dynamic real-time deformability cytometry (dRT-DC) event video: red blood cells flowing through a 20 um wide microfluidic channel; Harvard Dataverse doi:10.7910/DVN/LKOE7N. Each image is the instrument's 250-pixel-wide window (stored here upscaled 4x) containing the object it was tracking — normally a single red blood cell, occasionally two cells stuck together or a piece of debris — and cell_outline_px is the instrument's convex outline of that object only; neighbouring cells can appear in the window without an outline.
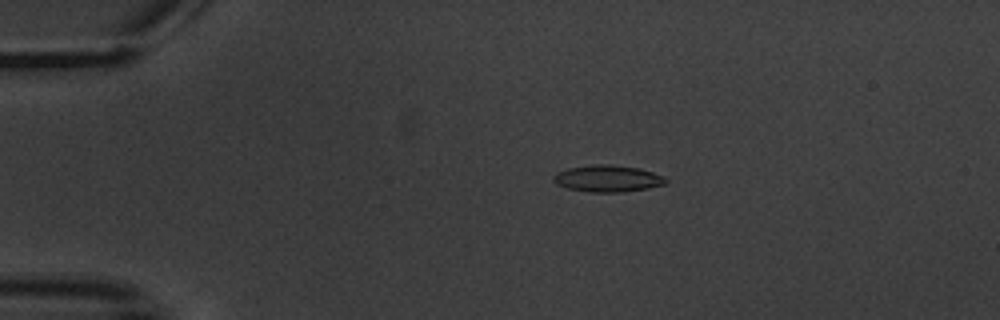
{"species": "common noctule bat (a hibernating species)", "species_latin": "Nyctalus noctula", "temperature_condition": "warm", "stored_images_in_passage": 4, "camera_frame_rate_fps": 3000, "um_per_image_px": 0.085, "animal": {"sex": "male", "body_mass_g": 20.1, "forearm_length_mm": 53.5}, "frame": {"image": 1, "passage_image": 1, "time_ms": 0.0, "image_size_px": [1000, 320], "cell_outline_px": [[668, 180], [664, 184], [648, 188], [620, 192], [588, 192], [568, 188], [556, 184], [552, 180], [552, 176], [556, 172], [568, 168], [592, 164], [612, 164], [640, 168], [664, 176]], "centroid_in_image_um": [51.62, 15.16], "position_along_channel_um": 33.4, "area_um2": 17.63}}
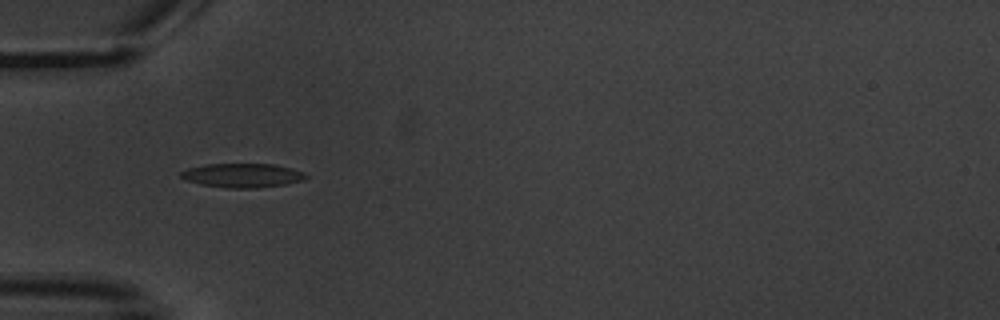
{"frame": {"image": 2, "passage_image": 3, "time_ms": 2.333, "image_size_px": [1000, 320], "cell_outline_px": [[308, 176], [304, 180], [284, 184], [256, 188], [228, 188], [200, 184], [188, 180], [180, 176], [180, 172], [188, 168], [204, 164], [272, 164], [292, 168], [304, 172]], "centroid_in_image_um": [20.62, 14.9], "position_along_channel_um": 64.4, "area_um2": 17.46}}